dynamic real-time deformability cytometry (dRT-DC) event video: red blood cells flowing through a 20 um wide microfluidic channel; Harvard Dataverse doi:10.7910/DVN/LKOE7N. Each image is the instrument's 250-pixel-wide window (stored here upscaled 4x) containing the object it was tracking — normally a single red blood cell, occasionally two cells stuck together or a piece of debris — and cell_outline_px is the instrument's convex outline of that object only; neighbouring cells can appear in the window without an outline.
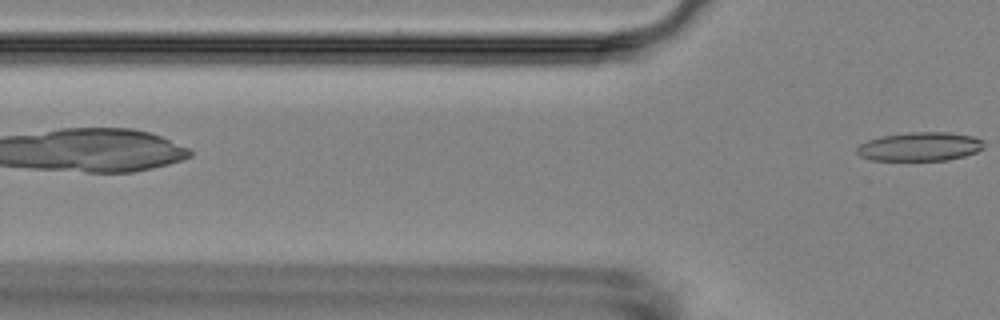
{"species": "Egyptian fruit bat (a non-hibernating species)", "species_latin": "Rousettus aegyptiacus", "temperature_condition": "room temperature", "stored_images_in_passage": 3, "camera_frame_rate_fps": 3000, "um_per_image_px": 0.085, "animal": {"sex": "female"}, "frame": {"image": 1, "passage_image": 3, "time_ms": 3.333, "image_size_px": [1000, 320], "cell_outline_px": [[984, 148], [976, 152], [964, 156], [948, 160], [872, 160], [860, 156], [856, 152], [856, 148], [860, 144], [868, 140], [884, 136], [908, 132], [948, 132], [972, 136], [984, 140]], "centroid_in_image_um": [78.21, 12.46], "position_along_channel_um": 47.6, "area_um2": 21.33}}